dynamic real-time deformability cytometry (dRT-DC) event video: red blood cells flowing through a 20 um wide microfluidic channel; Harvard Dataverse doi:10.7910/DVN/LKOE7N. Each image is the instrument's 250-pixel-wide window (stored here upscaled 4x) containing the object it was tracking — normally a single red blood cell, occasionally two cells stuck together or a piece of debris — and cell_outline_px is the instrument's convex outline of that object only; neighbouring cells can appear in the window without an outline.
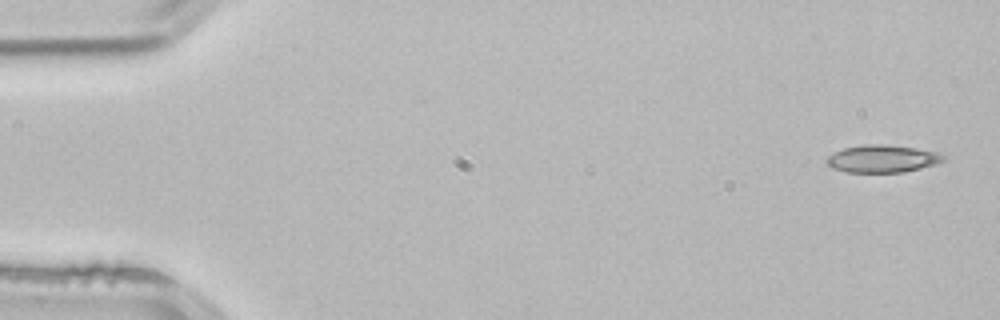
{"species": "common noctule bat (a hibernating species)", "species_latin": "Nyctalus noctula", "temperature_condition": "room temperature", "stored_images_in_passage": 5, "segment_of_instrument_passage": [2, 2], "camera_frame_rate_fps": 3000, "um_per_image_px": 0.085, "animal": {"sex": "male", "body_mass_g": 21.5, "forearm_length_mm": 52.0}, "frame": {"image": 1, "passage_image": 5, "time_ms": 1.333, "image_size_px": [1000, 320], "cell_outline_px": [[948, 156], [944, 160], [920, 168], [904, 172], [844, 172], [832, 168], [824, 160], [828, 156], [844, 148], [864, 144], [884, 144], [916, 148], [936, 152]], "centroid_in_image_um": [74.98, 13.49], "position_along_channel_um": 10.0, "area_um2": 18.61}}